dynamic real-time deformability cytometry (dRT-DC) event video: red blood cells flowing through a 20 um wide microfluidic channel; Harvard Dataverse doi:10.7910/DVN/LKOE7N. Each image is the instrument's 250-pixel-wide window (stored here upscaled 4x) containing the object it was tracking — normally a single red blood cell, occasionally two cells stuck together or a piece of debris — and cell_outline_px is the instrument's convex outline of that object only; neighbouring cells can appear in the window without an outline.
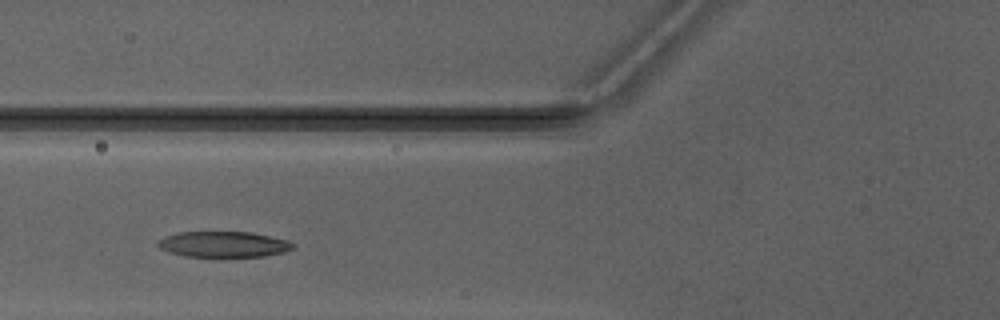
{"species": "Egyptian fruit bat (a non-hibernating species)", "species_latin": "Rousettus aegyptiacus", "temperature_condition": "warm", "stored_images_in_passage": 2, "camera_frame_rate_fps": 3000, "um_per_image_px": 0.085, "animal": {"sex": "male"}, "frame": {"image": 1, "passage_image": 2, "time_ms": 1.0, "image_size_px": [1000, 320], "cell_outline_px": [[296, 248], [284, 252], [264, 256], [184, 256], [168, 252], [160, 248], [156, 244], [156, 240], [164, 236], [176, 232], [252, 232], [272, 236], [288, 240], [296, 244]], "centroid_in_image_um": [19.0, 20.75], "position_along_channel_um": 106.8, "area_um2": 20.52}}